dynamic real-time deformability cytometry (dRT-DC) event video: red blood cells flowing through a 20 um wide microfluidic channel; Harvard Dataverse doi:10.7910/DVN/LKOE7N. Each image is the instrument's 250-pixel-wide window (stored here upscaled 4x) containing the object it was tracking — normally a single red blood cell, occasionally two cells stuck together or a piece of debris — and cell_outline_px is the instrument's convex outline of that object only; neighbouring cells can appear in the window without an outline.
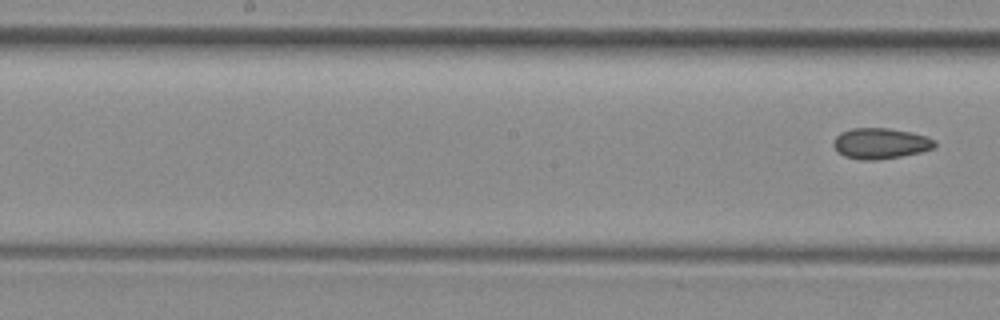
{"species": "common noctule bat (a hibernating species)", "species_latin": "Nyctalus noctula", "temperature_condition": "room temperature", "stored_images_in_passage": 7, "segment_of_instrument_passage": [2, 2], "camera_frame_rate_fps": 3000, "um_per_image_px": 0.085, "animal": {"sex": "female", "body_mass_g": 29.2, "forearm_length_mm": 56.3}, "frame": {"image": 1, "passage_image": 7, "time_ms": 2.0, "image_size_px": [1000, 320], "cell_outline_px": [[936, 144], [932, 148], [920, 152], [900, 156], [876, 160], [864, 160], [844, 156], [832, 144], [836, 136], [840, 132], [852, 128], [888, 128], [912, 132], [928, 136], [936, 140]], "centroid_in_image_um": [74.85, 12.17], "position_along_channel_um": 173.3, "area_um2": 18.09}}